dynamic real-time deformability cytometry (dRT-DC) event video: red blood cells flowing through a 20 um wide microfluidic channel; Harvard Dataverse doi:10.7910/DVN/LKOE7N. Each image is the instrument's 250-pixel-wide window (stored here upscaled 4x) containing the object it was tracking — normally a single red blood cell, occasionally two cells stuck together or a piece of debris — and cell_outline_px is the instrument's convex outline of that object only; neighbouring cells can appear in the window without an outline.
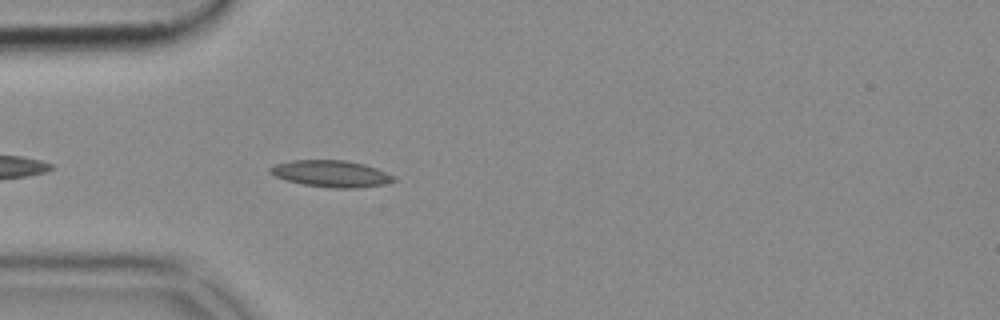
{"species": "common noctule bat (a hibernating species)", "species_latin": "Nyctalus noctula", "temperature_condition": "cold", "stored_images_in_passage": 9, "camera_frame_rate_fps": 3000, "um_per_image_px": 0.085, "animal": {"sex": "female", "body_mass_g": 18.4}, "frame": {"image": 1, "passage_image": 4, "time_ms": 1.0, "image_size_px": [1000, 320], "cell_outline_px": [[396, 180], [384, 184], [360, 188], [332, 188], [304, 184], [288, 180], [276, 176], [268, 172], [268, 168], [272, 164], [292, 160], [344, 160], [364, 164], [376, 168], [396, 176]], "centroid_in_image_um": [28.14, 14.76], "position_along_channel_um": 56.9, "area_um2": 19.25}}